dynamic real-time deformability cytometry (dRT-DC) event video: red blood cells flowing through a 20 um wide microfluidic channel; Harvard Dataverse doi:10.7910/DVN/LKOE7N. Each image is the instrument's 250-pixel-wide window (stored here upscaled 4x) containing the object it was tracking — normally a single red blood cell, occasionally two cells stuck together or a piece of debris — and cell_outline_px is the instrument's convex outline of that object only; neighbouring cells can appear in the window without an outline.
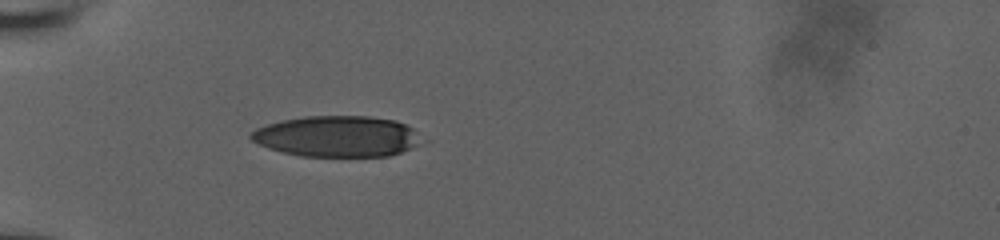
{"species": "human", "species_latin": "Homo sapiens", "temperature_condition": "room temperature", "stored_images_in_passage": 34, "camera_frame_rate_fps": 3000, "um_per_image_px": 0.085, "donor": {"sex": "male"}, "frame": {"image": 1, "passage_image": 1, "time_ms": 0.0, "image_size_px": [1000, 240], "cell_outline_px": [[420, 140], [408, 148], [400, 152], [388, 156], [300, 156], [268, 148], [252, 140], [248, 136], [256, 128], [268, 124], [284, 120], [304, 116], [368, 116], [396, 120], [412, 128]], "centroid_in_image_um": [28.6, 11.58], "position_along_channel_um": 56.4, "area_um2": 40.17}}
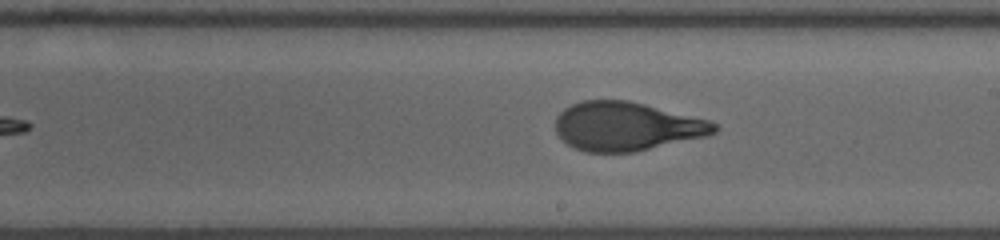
{"frame": {"image": 2, "passage_image": 16, "time_ms": 5.0, "image_size_px": [1000, 240], "cell_outline_px": [[720, 128], [716, 132], [708, 136], [636, 152], [584, 152], [568, 144], [556, 132], [556, 116], [564, 108], [580, 100], [628, 100], [708, 120], [716, 124]], "centroid_in_image_um": [53.26, 10.74], "position_along_channel_um": 235.7, "area_um2": 45.14}}
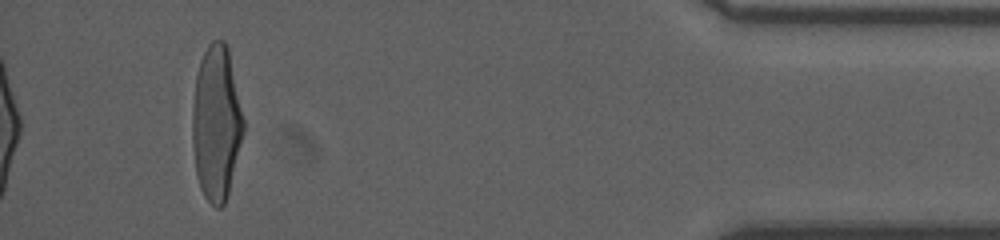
{"frame": {"image": 3, "passage_image": 34, "time_ms": 11.0, "image_size_px": [1000, 240], "cell_outline_px": [[244, 132], [228, 196], [224, 204], [220, 208], [216, 208], [204, 196], [200, 188], [196, 176], [192, 140], [192, 108], [196, 72], [200, 60], [208, 44], [212, 40], [224, 40], [228, 48], [244, 120]], "centroid_in_image_um": [18.38, 10.47], "position_along_channel_um": 416.8, "area_um2": 46.41}, "authors_computed_cell_mechanics": {"area_um2": 45.3152, "velocity_mm_per_s": 3.9533, "shape_relaxation_time_tau1_ms": 5.0276, "shape_relaxation_time_tau2_ms": null, "deformation_change_tau1": 0.229, "deformation_change_tau2": null}}